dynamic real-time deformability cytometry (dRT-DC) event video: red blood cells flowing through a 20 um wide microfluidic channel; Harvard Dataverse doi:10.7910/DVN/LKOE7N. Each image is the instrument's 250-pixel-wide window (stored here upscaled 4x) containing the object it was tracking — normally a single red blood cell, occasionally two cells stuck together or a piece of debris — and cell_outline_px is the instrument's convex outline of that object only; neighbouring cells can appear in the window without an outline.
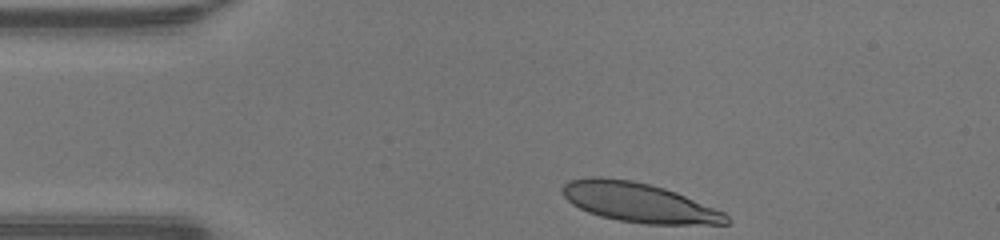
{"species": "human", "species_latin": "Homo sapiens", "temperature_condition": "warm", "stored_images_in_passage": 30, "camera_frame_rate_fps": 3000, "um_per_image_px": 0.085, "donor": {"sex": "male"}, "frame": {"image": 1, "passage_image": 1, "time_ms": 0.0, "image_size_px": [1000, 240], "cell_outline_px": [[732, 220], [728, 224], [648, 224], [620, 220], [600, 216], [588, 212], [572, 204], [564, 196], [560, 188], [568, 180], [588, 176], [600, 176], [632, 180], [664, 188], [676, 192], [724, 212]], "centroid_in_image_um": [54.27, 17.2], "position_along_channel_um": 30.7, "area_um2": 37.69}}
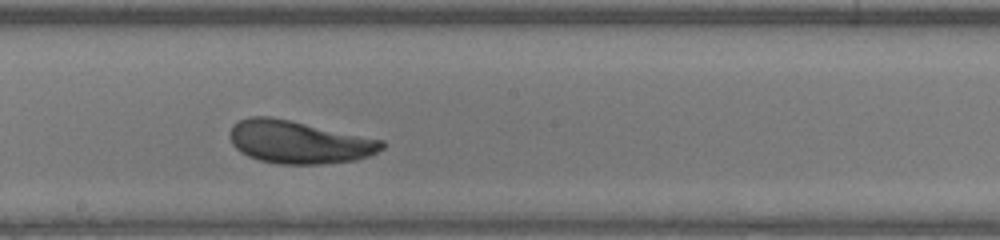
{"frame": {"image": 2, "passage_image": 18, "time_ms": 5.667, "image_size_px": [1000, 240], "cell_outline_px": [[384, 148], [368, 156], [356, 160], [320, 164], [280, 164], [260, 160], [248, 156], [240, 152], [232, 144], [228, 136], [232, 124], [248, 116], [268, 116], [288, 120], [384, 140]], "centroid_in_image_um": [25.36, 12.08], "position_along_channel_um": 222.8, "area_um2": 37.8}}
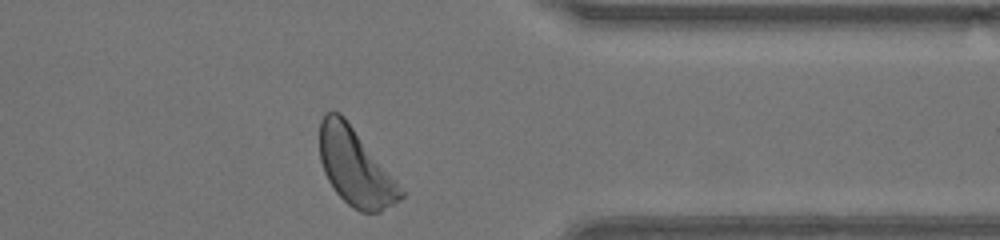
{"frame": {"image": 3, "passage_image": 30, "time_ms": 9.667, "image_size_px": [1000, 240], "cell_outline_px": [[404, 196], [400, 200], [380, 212], [360, 212], [352, 208], [336, 192], [328, 180], [324, 172], [320, 160], [320, 120], [324, 112], [332, 108], [340, 112], [344, 116], [396, 180], [404, 192]], "centroid_in_image_um": [30.17, 14.18], "position_along_channel_um": 381.2, "area_um2": 36.3}, "authors_computed_cell_mechanics": {"area_um2": 37.5411, "velocity_mm_per_s": 4.2773, "shape_relaxation_time_tau1_ms": 3.3709, "shape_relaxation_time_tau2_ms": 0.927, "deformation_change_tau1": 0.161, "deformation_change_tau2": 0.0464}}